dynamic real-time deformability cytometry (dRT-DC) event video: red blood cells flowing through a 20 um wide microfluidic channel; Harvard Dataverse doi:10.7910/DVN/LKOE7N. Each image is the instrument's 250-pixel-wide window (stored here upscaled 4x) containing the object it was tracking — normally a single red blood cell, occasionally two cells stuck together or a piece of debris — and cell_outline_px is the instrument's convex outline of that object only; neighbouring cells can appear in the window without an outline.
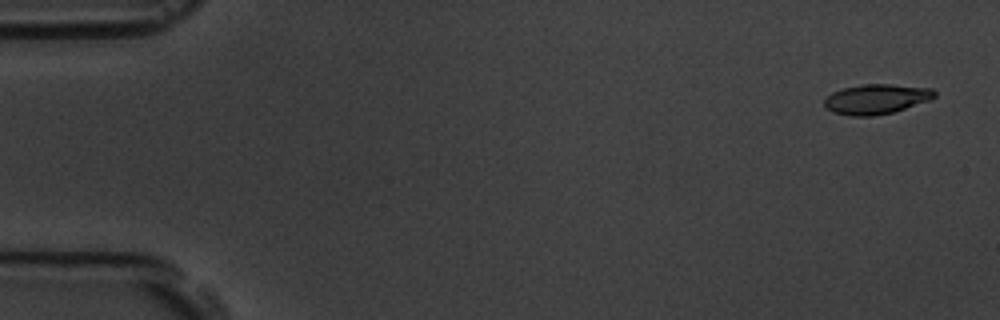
{"species": "common noctule bat (a hibernating species)", "species_latin": "Nyctalus noctula", "temperature_condition": "room temperature", "stored_images_in_passage": 5, "camera_frame_rate_fps": 3000, "um_per_image_px": 0.085, "animal": {"sex": "male", "body_mass_g": 19.5, "forearm_length_mm": 54.6}, "frame": {"image": 1, "passage_image": 1, "time_ms": 0.0, "image_size_px": [1000, 320], "cell_outline_px": [[936, 96], [932, 100], [892, 112], [872, 116], [852, 116], [832, 112], [824, 104], [824, 100], [832, 92], [844, 88], [864, 84], [892, 84], [932, 88], [936, 92]], "centroid_in_image_um": [74.52, 8.42], "position_along_channel_um": 10.5, "area_um2": 19.19}}
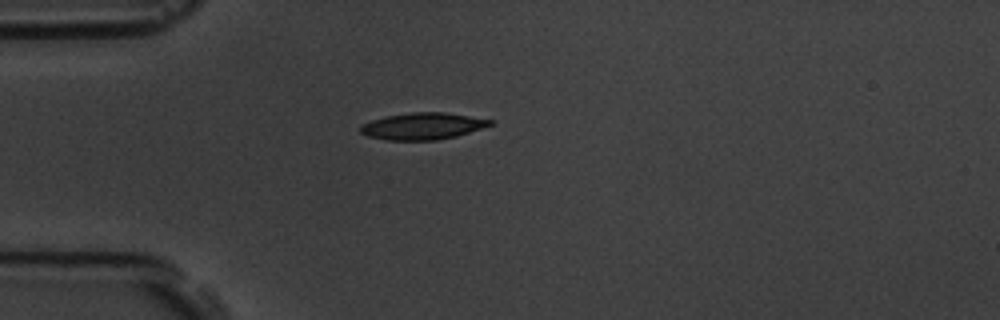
{"frame": {"image": 2, "passage_image": 4, "time_ms": 4.333, "image_size_px": [1000, 320], "cell_outline_px": [[492, 124], [456, 136], [436, 140], [388, 140], [368, 136], [360, 132], [360, 128], [364, 124], [372, 120], [384, 116], [412, 112], [444, 112], [492, 120]], "centroid_in_image_um": [35.89, 10.72], "position_along_channel_um": 49.1, "area_um2": 19.88}}